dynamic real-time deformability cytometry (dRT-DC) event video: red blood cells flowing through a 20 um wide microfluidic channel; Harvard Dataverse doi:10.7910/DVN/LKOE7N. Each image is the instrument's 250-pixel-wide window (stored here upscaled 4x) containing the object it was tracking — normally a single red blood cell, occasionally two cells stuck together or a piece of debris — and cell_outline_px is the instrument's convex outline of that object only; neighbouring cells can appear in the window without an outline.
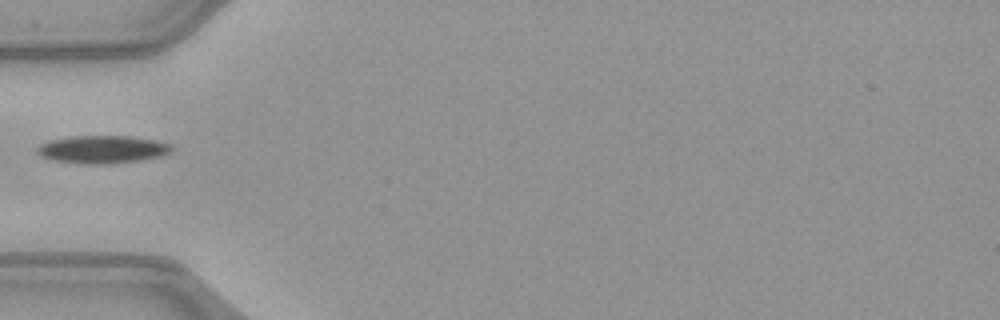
{"species": "common noctule bat (a hibernating species)", "species_latin": "Nyctalus noctula", "temperature_condition": "warm", "stored_images_in_passage": 35, "camera_frame_rate_fps": 3000, "um_per_image_px": 0.085, "animal": {"sex": "female", "body_mass_g": 21.9}, "frame": {"image": 1, "passage_image": 1, "time_ms": 0.0, "image_size_px": [1000, 320], "cell_outline_px": [[176, 148], [172, 152], [160, 156], [140, 160], [108, 164], [88, 164], [52, 160], [40, 156], [36, 152], [36, 148], [40, 144], [48, 140], [72, 136], [128, 136], [156, 140], [172, 144]], "centroid_in_image_um": [8.72, 12.69], "position_along_channel_um": 76.3, "area_um2": 22.02}}
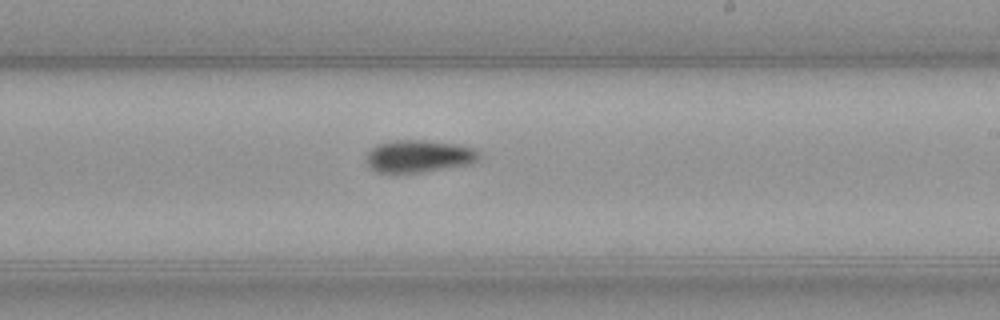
{"frame": {"image": 2, "passage_image": 14, "time_ms": 4.333, "image_size_px": [1000, 320], "cell_outline_px": [[480, 156], [472, 164], [424, 172], [396, 176], [376, 172], [368, 168], [368, 152], [376, 144], [396, 140], [424, 140], [456, 144], [476, 148], [480, 152]], "centroid_in_image_um": [35.58, 13.32], "position_along_channel_um": 253.4, "area_um2": 22.02}}
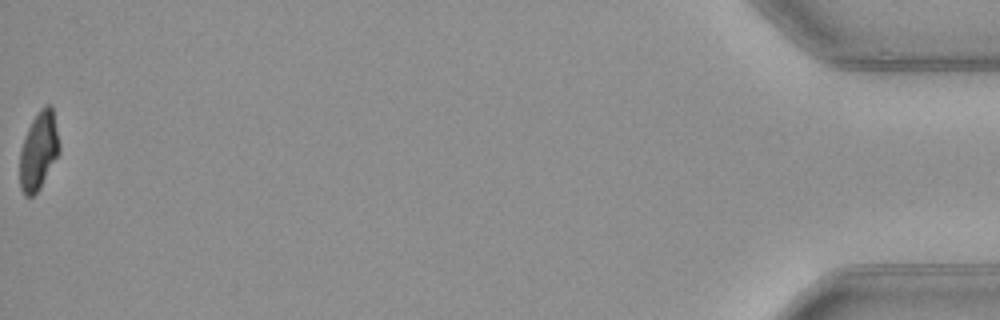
{"frame": {"image": 3, "passage_image": 35, "time_ms": 11.333, "image_size_px": [1000, 320], "cell_outline_px": [[60, 152], [40, 188], [32, 196], [24, 196], [20, 188], [20, 148], [28, 128], [32, 120], [40, 108], [44, 104], [52, 104], [60, 144]], "centroid_in_image_um": [3.29, 12.79], "position_along_channel_um": 431.9, "area_um2": 18.15}}